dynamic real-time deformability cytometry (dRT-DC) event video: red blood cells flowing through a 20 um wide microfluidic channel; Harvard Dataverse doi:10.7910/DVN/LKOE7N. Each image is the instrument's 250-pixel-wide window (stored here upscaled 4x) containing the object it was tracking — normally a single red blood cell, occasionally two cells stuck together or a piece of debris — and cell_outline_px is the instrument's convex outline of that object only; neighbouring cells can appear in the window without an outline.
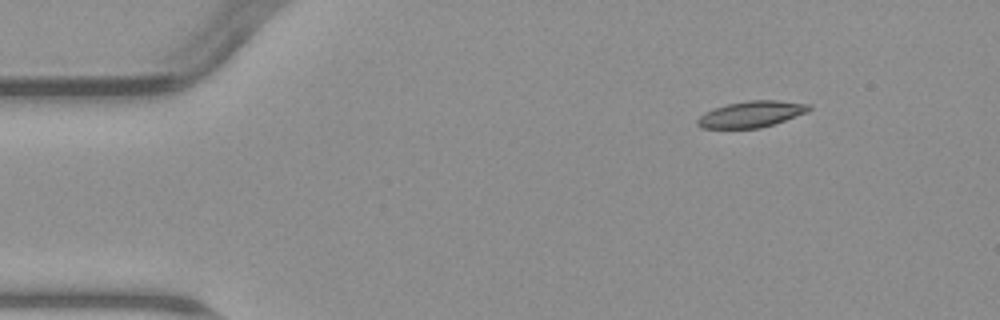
{"species": "common noctule bat (a hibernating species)", "species_latin": "Nyctalus noctula", "temperature_condition": "warm", "stored_images_in_passage": 3, "camera_frame_rate_fps": 3000, "um_per_image_px": 0.085, "animal": {"sex": "male", "body_mass_g": 23.1, "forearm_length_mm": 52.7}, "frame": {"image": 1, "passage_image": 1, "time_ms": 0.0, "image_size_px": [1000, 320], "cell_outline_px": [[812, 108], [808, 112], [760, 128], [700, 128], [696, 124], [696, 120], [704, 112], [728, 104], [748, 100], [776, 100], [812, 104]], "centroid_in_image_um": [63.87, 9.7], "position_along_channel_um": 21.1, "area_um2": 16.99}}